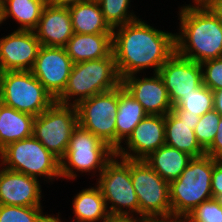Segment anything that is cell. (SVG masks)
<instances>
[{"mask_svg": "<svg viewBox=\"0 0 222 222\" xmlns=\"http://www.w3.org/2000/svg\"><path fill=\"white\" fill-rule=\"evenodd\" d=\"M138 222H187L186 218L176 215L144 217L137 220Z\"/></svg>", "mask_w": 222, "mask_h": 222, "instance_id": "obj_35", "label": "cell"}, {"mask_svg": "<svg viewBox=\"0 0 222 222\" xmlns=\"http://www.w3.org/2000/svg\"><path fill=\"white\" fill-rule=\"evenodd\" d=\"M3 71L0 69V98H1V78H2Z\"/></svg>", "mask_w": 222, "mask_h": 222, "instance_id": "obj_44", "label": "cell"}, {"mask_svg": "<svg viewBox=\"0 0 222 222\" xmlns=\"http://www.w3.org/2000/svg\"><path fill=\"white\" fill-rule=\"evenodd\" d=\"M40 47L34 31L14 30L0 39V69L31 71Z\"/></svg>", "mask_w": 222, "mask_h": 222, "instance_id": "obj_15", "label": "cell"}, {"mask_svg": "<svg viewBox=\"0 0 222 222\" xmlns=\"http://www.w3.org/2000/svg\"><path fill=\"white\" fill-rule=\"evenodd\" d=\"M77 126L76 106L54 102L34 118L33 136L61 160L67 151L72 132Z\"/></svg>", "mask_w": 222, "mask_h": 222, "instance_id": "obj_9", "label": "cell"}, {"mask_svg": "<svg viewBox=\"0 0 222 222\" xmlns=\"http://www.w3.org/2000/svg\"><path fill=\"white\" fill-rule=\"evenodd\" d=\"M99 175L97 186L105 199L111 218L138 220V217L134 218V212L135 215L139 214V202L131 180L130 160H119L115 155Z\"/></svg>", "mask_w": 222, "mask_h": 222, "instance_id": "obj_5", "label": "cell"}, {"mask_svg": "<svg viewBox=\"0 0 222 222\" xmlns=\"http://www.w3.org/2000/svg\"><path fill=\"white\" fill-rule=\"evenodd\" d=\"M213 109L216 110L220 115H222V89L213 91Z\"/></svg>", "mask_w": 222, "mask_h": 222, "instance_id": "obj_39", "label": "cell"}, {"mask_svg": "<svg viewBox=\"0 0 222 222\" xmlns=\"http://www.w3.org/2000/svg\"><path fill=\"white\" fill-rule=\"evenodd\" d=\"M171 112L182 122H186L187 124H197L200 120L201 116L190 113V111L186 110H171Z\"/></svg>", "mask_w": 222, "mask_h": 222, "instance_id": "obj_36", "label": "cell"}, {"mask_svg": "<svg viewBox=\"0 0 222 222\" xmlns=\"http://www.w3.org/2000/svg\"><path fill=\"white\" fill-rule=\"evenodd\" d=\"M197 124H187L171 111L165 115V144L194 157H201L206 151L197 141L194 129Z\"/></svg>", "mask_w": 222, "mask_h": 222, "instance_id": "obj_21", "label": "cell"}, {"mask_svg": "<svg viewBox=\"0 0 222 222\" xmlns=\"http://www.w3.org/2000/svg\"><path fill=\"white\" fill-rule=\"evenodd\" d=\"M0 24H2V0H0Z\"/></svg>", "mask_w": 222, "mask_h": 222, "instance_id": "obj_43", "label": "cell"}, {"mask_svg": "<svg viewBox=\"0 0 222 222\" xmlns=\"http://www.w3.org/2000/svg\"><path fill=\"white\" fill-rule=\"evenodd\" d=\"M215 159L194 157L178 179L169 183L172 215L186 217L202 202L213 198L211 179Z\"/></svg>", "mask_w": 222, "mask_h": 222, "instance_id": "obj_4", "label": "cell"}, {"mask_svg": "<svg viewBox=\"0 0 222 222\" xmlns=\"http://www.w3.org/2000/svg\"><path fill=\"white\" fill-rule=\"evenodd\" d=\"M158 74L174 106L182 96L193 93L203 84L200 63L184 58L176 52L162 65Z\"/></svg>", "mask_w": 222, "mask_h": 222, "instance_id": "obj_13", "label": "cell"}, {"mask_svg": "<svg viewBox=\"0 0 222 222\" xmlns=\"http://www.w3.org/2000/svg\"><path fill=\"white\" fill-rule=\"evenodd\" d=\"M221 115L216 110L206 112L200 117L194 133L200 146L206 151L213 143Z\"/></svg>", "mask_w": 222, "mask_h": 222, "instance_id": "obj_30", "label": "cell"}, {"mask_svg": "<svg viewBox=\"0 0 222 222\" xmlns=\"http://www.w3.org/2000/svg\"><path fill=\"white\" fill-rule=\"evenodd\" d=\"M206 5L222 22V0H210Z\"/></svg>", "mask_w": 222, "mask_h": 222, "instance_id": "obj_38", "label": "cell"}, {"mask_svg": "<svg viewBox=\"0 0 222 222\" xmlns=\"http://www.w3.org/2000/svg\"><path fill=\"white\" fill-rule=\"evenodd\" d=\"M34 118L4 105L0 100V151L10 143L32 137Z\"/></svg>", "mask_w": 222, "mask_h": 222, "instance_id": "obj_20", "label": "cell"}, {"mask_svg": "<svg viewBox=\"0 0 222 222\" xmlns=\"http://www.w3.org/2000/svg\"><path fill=\"white\" fill-rule=\"evenodd\" d=\"M112 53L121 79L149 67L158 73L175 53V34L158 30L137 18L113 29Z\"/></svg>", "mask_w": 222, "mask_h": 222, "instance_id": "obj_1", "label": "cell"}, {"mask_svg": "<svg viewBox=\"0 0 222 222\" xmlns=\"http://www.w3.org/2000/svg\"><path fill=\"white\" fill-rule=\"evenodd\" d=\"M49 222H63V221H61V219L59 218V215L58 217H54V215H52Z\"/></svg>", "mask_w": 222, "mask_h": 222, "instance_id": "obj_41", "label": "cell"}, {"mask_svg": "<svg viewBox=\"0 0 222 222\" xmlns=\"http://www.w3.org/2000/svg\"><path fill=\"white\" fill-rule=\"evenodd\" d=\"M192 159L191 155L165 144L146 157L144 161L170 183L179 178Z\"/></svg>", "mask_w": 222, "mask_h": 222, "instance_id": "obj_23", "label": "cell"}, {"mask_svg": "<svg viewBox=\"0 0 222 222\" xmlns=\"http://www.w3.org/2000/svg\"><path fill=\"white\" fill-rule=\"evenodd\" d=\"M1 102L34 117L43 113L54 102L31 71H5L1 78Z\"/></svg>", "mask_w": 222, "mask_h": 222, "instance_id": "obj_8", "label": "cell"}, {"mask_svg": "<svg viewBox=\"0 0 222 222\" xmlns=\"http://www.w3.org/2000/svg\"><path fill=\"white\" fill-rule=\"evenodd\" d=\"M124 142H126L127 149L121 145L115 151L117 157L129 160H144L151 153L165 145V116L147 115Z\"/></svg>", "mask_w": 222, "mask_h": 222, "instance_id": "obj_14", "label": "cell"}, {"mask_svg": "<svg viewBox=\"0 0 222 222\" xmlns=\"http://www.w3.org/2000/svg\"><path fill=\"white\" fill-rule=\"evenodd\" d=\"M213 91L202 84L193 90V93L182 96L171 110H186L190 113L203 116L206 112L213 110Z\"/></svg>", "mask_w": 222, "mask_h": 222, "instance_id": "obj_27", "label": "cell"}, {"mask_svg": "<svg viewBox=\"0 0 222 222\" xmlns=\"http://www.w3.org/2000/svg\"><path fill=\"white\" fill-rule=\"evenodd\" d=\"M65 49L73 63L105 58L112 52V33H74Z\"/></svg>", "mask_w": 222, "mask_h": 222, "instance_id": "obj_19", "label": "cell"}, {"mask_svg": "<svg viewBox=\"0 0 222 222\" xmlns=\"http://www.w3.org/2000/svg\"><path fill=\"white\" fill-rule=\"evenodd\" d=\"M121 82L112 52L105 58L74 63L66 87L55 102L76 106L84 99L115 89Z\"/></svg>", "mask_w": 222, "mask_h": 222, "instance_id": "obj_3", "label": "cell"}, {"mask_svg": "<svg viewBox=\"0 0 222 222\" xmlns=\"http://www.w3.org/2000/svg\"><path fill=\"white\" fill-rule=\"evenodd\" d=\"M121 84L143 106L148 115L165 116L173 107L168 91L158 73L142 79L137 77V74H133L123 78Z\"/></svg>", "mask_w": 222, "mask_h": 222, "instance_id": "obj_16", "label": "cell"}, {"mask_svg": "<svg viewBox=\"0 0 222 222\" xmlns=\"http://www.w3.org/2000/svg\"><path fill=\"white\" fill-rule=\"evenodd\" d=\"M130 175L139 202L138 219L172 215L167 181L144 160H130Z\"/></svg>", "mask_w": 222, "mask_h": 222, "instance_id": "obj_10", "label": "cell"}, {"mask_svg": "<svg viewBox=\"0 0 222 222\" xmlns=\"http://www.w3.org/2000/svg\"><path fill=\"white\" fill-rule=\"evenodd\" d=\"M180 33L175 34V52L202 63L222 57V22L207 5L180 8Z\"/></svg>", "mask_w": 222, "mask_h": 222, "instance_id": "obj_2", "label": "cell"}, {"mask_svg": "<svg viewBox=\"0 0 222 222\" xmlns=\"http://www.w3.org/2000/svg\"><path fill=\"white\" fill-rule=\"evenodd\" d=\"M73 64L65 47L41 46L31 72L56 99L66 87Z\"/></svg>", "mask_w": 222, "mask_h": 222, "instance_id": "obj_12", "label": "cell"}, {"mask_svg": "<svg viewBox=\"0 0 222 222\" xmlns=\"http://www.w3.org/2000/svg\"><path fill=\"white\" fill-rule=\"evenodd\" d=\"M213 198L217 199L222 194V159H215L211 179Z\"/></svg>", "mask_w": 222, "mask_h": 222, "instance_id": "obj_33", "label": "cell"}, {"mask_svg": "<svg viewBox=\"0 0 222 222\" xmlns=\"http://www.w3.org/2000/svg\"><path fill=\"white\" fill-rule=\"evenodd\" d=\"M84 1L87 0H47V3L57 7L69 8Z\"/></svg>", "mask_w": 222, "mask_h": 222, "instance_id": "obj_37", "label": "cell"}, {"mask_svg": "<svg viewBox=\"0 0 222 222\" xmlns=\"http://www.w3.org/2000/svg\"><path fill=\"white\" fill-rule=\"evenodd\" d=\"M206 155L214 159H222V115L218 124L212 145L206 150Z\"/></svg>", "mask_w": 222, "mask_h": 222, "instance_id": "obj_34", "label": "cell"}, {"mask_svg": "<svg viewBox=\"0 0 222 222\" xmlns=\"http://www.w3.org/2000/svg\"><path fill=\"white\" fill-rule=\"evenodd\" d=\"M148 114L143 106L122 86H118V109L116 115V150L133 129Z\"/></svg>", "mask_w": 222, "mask_h": 222, "instance_id": "obj_22", "label": "cell"}, {"mask_svg": "<svg viewBox=\"0 0 222 222\" xmlns=\"http://www.w3.org/2000/svg\"><path fill=\"white\" fill-rule=\"evenodd\" d=\"M203 84L212 91L222 89V57L201 63Z\"/></svg>", "mask_w": 222, "mask_h": 222, "instance_id": "obj_32", "label": "cell"}, {"mask_svg": "<svg viewBox=\"0 0 222 222\" xmlns=\"http://www.w3.org/2000/svg\"><path fill=\"white\" fill-rule=\"evenodd\" d=\"M74 33H113L105 21L97 0H87L68 8Z\"/></svg>", "mask_w": 222, "mask_h": 222, "instance_id": "obj_24", "label": "cell"}, {"mask_svg": "<svg viewBox=\"0 0 222 222\" xmlns=\"http://www.w3.org/2000/svg\"><path fill=\"white\" fill-rule=\"evenodd\" d=\"M0 167L38 178L61 177L60 160L34 136L8 144L0 151Z\"/></svg>", "mask_w": 222, "mask_h": 222, "instance_id": "obj_7", "label": "cell"}, {"mask_svg": "<svg viewBox=\"0 0 222 222\" xmlns=\"http://www.w3.org/2000/svg\"><path fill=\"white\" fill-rule=\"evenodd\" d=\"M47 0H2V23L12 17L20 24L17 30L34 31Z\"/></svg>", "mask_w": 222, "mask_h": 222, "instance_id": "obj_26", "label": "cell"}, {"mask_svg": "<svg viewBox=\"0 0 222 222\" xmlns=\"http://www.w3.org/2000/svg\"><path fill=\"white\" fill-rule=\"evenodd\" d=\"M185 218L187 222H222V205L212 198L202 202Z\"/></svg>", "mask_w": 222, "mask_h": 222, "instance_id": "obj_31", "label": "cell"}, {"mask_svg": "<svg viewBox=\"0 0 222 222\" xmlns=\"http://www.w3.org/2000/svg\"><path fill=\"white\" fill-rule=\"evenodd\" d=\"M210 0H193L195 5H206Z\"/></svg>", "mask_w": 222, "mask_h": 222, "instance_id": "obj_40", "label": "cell"}, {"mask_svg": "<svg viewBox=\"0 0 222 222\" xmlns=\"http://www.w3.org/2000/svg\"><path fill=\"white\" fill-rule=\"evenodd\" d=\"M41 192L38 178L0 169V205L42 207Z\"/></svg>", "mask_w": 222, "mask_h": 222, "instance_id": "obj_17", "label": "cell"}, {"mask_svg": "<svg viewBox=\"0 0 222 222\" xmlns=\"http://www.w3.org/2000/svg\"><path fill=\"white\" fill-rule=\"evenodd\" d=\"M34 32L41 46L65 47L74 35L69 9L47 3Z\"/></svg>", "mask_w": 222, "mask_h": 222, "instance_id": "obj_18", "label": "cell"}, {"mask_svg": "<svg viewBox=\"0 0 222 222\" xmlns=\"http://www.w3.org/2000/svg\"><path fill=\"white\" fill-rule=\"evenodd\" d=\"M51 215H44L42 207L0 205V222H49Z\"/></svg>", "mask_w": 222, "mask_h": 222, "instance_id": "obj_29", "label": "cell"}, {"mask_svg": "<svg viewBox=\"0 0 222 222\" xmlns=\"http://www.w3.org/2000/svg\"><path fill=\"white\" fill-rule=\"evenodd\" d=\"M217 200H218L219 203L222 205V194L217 198Z\"/></svg>", "mask_w": 222, "mask_h": 222, "instance_id": "obj_45", "label": "cell"}, {"mask_svg": "<svg viewBox=\"0 0 222 222\" xmlns=\"http://www.w3.org/2000/svg\"><path fill=\"white\" fill-rule=\"evenodd\" d=\"M108 25L114 29L131 22L138 17L128 10L130 0H97Z\"/></svg>", "mask_w": 222, "mask_h": 222, "instance_id": "obj_28", "label": "cell"}, {"mask_svg": "<svg viewBox=\"0 0 222 222\" xmlns=\"http://www.w3.org/2000/svg\"><path fill=\"white\" fill-rule=\"evenodd\" d=\"M114 156V149L78 125L72 132L64 157L60 160L61 177L74 180L77 178L76 170L82 173H95L98 170L100 174Z\"/></svg>", "mask_w": 222, "mask_h": 222, "instance_id": "obj_6", "label": "cell"}, {"mask_svg": "<svg viewBox=\"0 0 222 222\" xmlns=\"http://www.w3.org/2000/svg\"><path fill=\"white\" fill-rule=\"evenodd\" d=\"M73 199V212L76 222H112L105 199L96 187L82 189Z\"/></svg>", "mask_w": 222, "mask_h": 222, "instance_id": "obj_25", "label": "cell"}, {"mask_svg": "<svg viewBox=\"0 0 222 222\" xmlns=\"http://www.w3.org/2000/svg\"><path fill=\"white\" fill-rule=\"evenodd\" d=\"M112 222H138L137 220H113Z\"/></svg>", "mask_w": 222, "mask_h": 222, "instance_id": "obj_42", "label": "cell"}, {"mask_svg": "<svg viewBox=\"0 0 222 222\" xmlns=\"http://www.w3.org/2000/svg\"><path fill=\"white\" fill-rule=\"evenodd\" d=\"M76 109L78 125L116 151L118 87L80 101Z\"/></svg>", "mask_w": 222, "mask_h": 222, "instance_id": "obj_11", "label": "cell"}]
</instances>
